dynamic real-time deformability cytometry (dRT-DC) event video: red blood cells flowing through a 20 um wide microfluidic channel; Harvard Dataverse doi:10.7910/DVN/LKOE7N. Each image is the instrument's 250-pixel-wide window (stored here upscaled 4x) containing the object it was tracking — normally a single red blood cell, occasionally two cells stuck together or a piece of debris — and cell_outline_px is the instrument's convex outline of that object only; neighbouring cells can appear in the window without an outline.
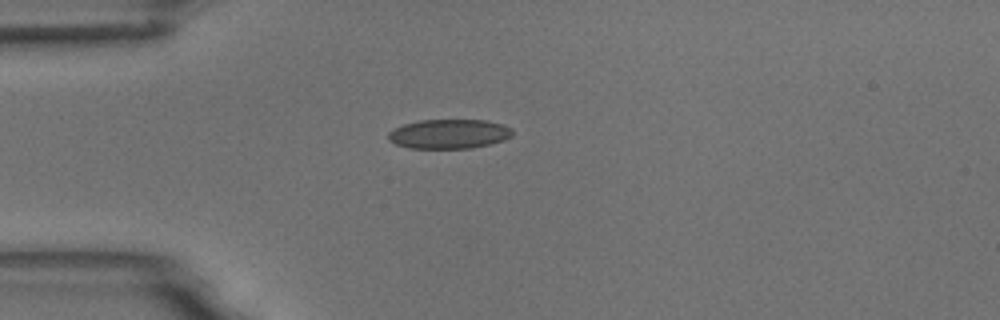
{"species": "common noctule bat (a hibernating species)", "species_latin": "Nyctalus noctula", "temperature_condition": "room temperature", "stored_images_in_passage": 1, "camera_frame_rate_fps": 3000, "um_per_image_px": 0.085, "animal": {"sex": "male", "body_mass_g": 18.8}, "frame": {"image": 1, "passage_image": 1, "time_ms": 0.0, "image_size_px": [1000, 320], "cell_outline_px": [[512, 136], [504, 140], [472, 148], [408, 148], [396, 144], [388, 140], [388, 132], [404, 124], [420, 120], [488, 120], [504, 124], [512, 128]], "centroid_in_image_um": [38.19, 11.38], "position_along_channel_um": 46.8, "area_um2": 21.33}}